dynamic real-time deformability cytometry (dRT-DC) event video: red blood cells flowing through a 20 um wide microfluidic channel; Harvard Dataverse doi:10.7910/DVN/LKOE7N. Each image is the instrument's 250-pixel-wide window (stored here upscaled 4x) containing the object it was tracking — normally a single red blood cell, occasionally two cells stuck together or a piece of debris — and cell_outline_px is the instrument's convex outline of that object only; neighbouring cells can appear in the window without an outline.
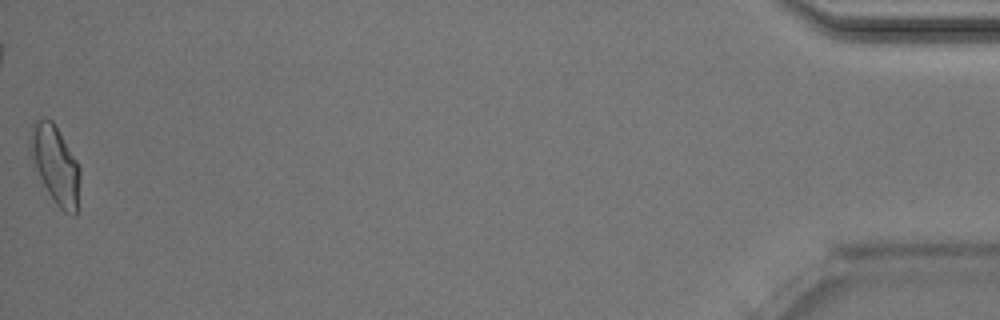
{"species": "Egyptian fruit bat (a non-hibernating species)", "species_latin": "Rousettus aegyptiacus", "temperature_condition": "room temperature", "stored_images_in_passage": 45, "camera_frame_rate_fps": 3000, "um_per_image_px": 0.085, "animal": {"sex": "male"}, "frame": {"image": 1, "passage_image": 45, "time_ms": 14.667, "image_size_px": [1000, 320], "cell_outline_px": [[80, 176], [76, 216], [72, 216], [64, 212], [56, 204], [48, 192], [28, 152], [28, 144], [32, 124], [36, 120], [44, 116], [52, 120], [76, 160], [80, 168]], "centroid_in_image_um": [4.69, 13.97], "position_along_channel_um": 430.5, "area_um2": 22.54}, "authors_computed_cell_mechanics": {"area_um2": 21.2126, "velocity_mm_per_s": 4.0049, "shape_relaxation_time_tau1_ms": 5.3206, "shape_relaxation_time_tau2_ms": 1.37, "deformation_change_tau1": 0.147, "deformation_change_tau2": 0.0633}}